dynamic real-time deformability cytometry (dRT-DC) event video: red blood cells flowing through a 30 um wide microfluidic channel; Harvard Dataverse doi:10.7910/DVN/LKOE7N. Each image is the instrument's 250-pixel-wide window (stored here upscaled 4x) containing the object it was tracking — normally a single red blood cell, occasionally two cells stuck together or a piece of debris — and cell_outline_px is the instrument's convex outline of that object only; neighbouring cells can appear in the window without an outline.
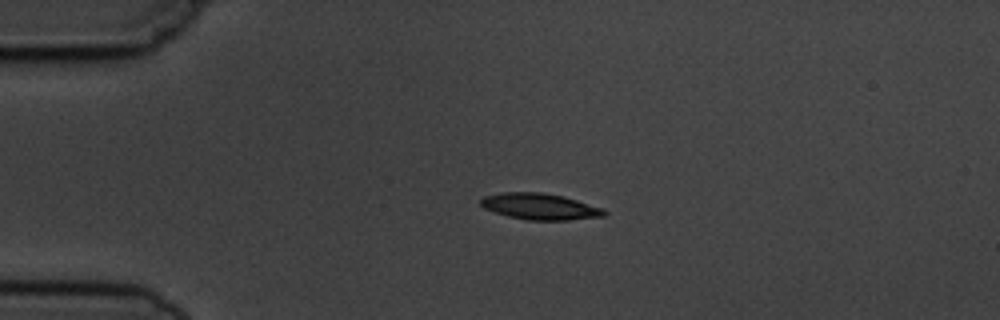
{"species": "common noctule bat (a hibernating species)", "species_latin": "Nyctalus noctula", "temperature_condition": "cold", "stored_images_in_passage": 4, "camera_frame_rate_fps": 3000, "um_per_image_px": 0.085, "animal": {"sex": "male", "body_mass_g": 19.5, "forearm_length_mm": 54.6}, "frame": {"image": 1, "passage_image": 2, "time_ms": 1.0, "image_size_px": [1000, 320], "cell_outline_px": [[608, 212], [604, 216], [568, 220], [528, 220], [508, 216], [484, 208], [480, 204], [480, 200], [484, 196], [500, 192], [540, 192], [564, 196], [604, 208]], "centroid_in_image_um": [45.91, 17.54], "position_along_channel_um": 39.1, "area_um2": 18.96}}
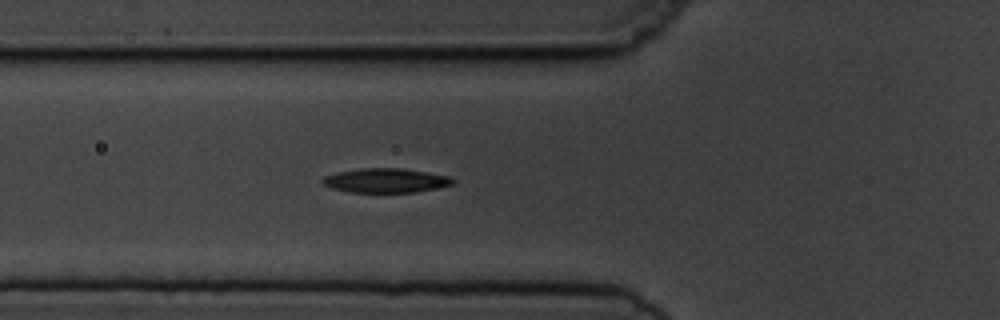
{"frame": {"image": 2, "passage_image": 4, "time_ms": 3.333, "image_size_px": [1000, 320], "cell_outline_px": [[456, 184], [416, 192], [352, 192], [332, 188], [324, 184], [320, 180], [324, 176], [336, 172], [360, 168], [404, 168], [428, 172], [448, 176], [456, 180]], "centroid_in_image_um": [32.81, 15.33], "position_along_channel_um": 93.0, "area_um2": 18.55}}